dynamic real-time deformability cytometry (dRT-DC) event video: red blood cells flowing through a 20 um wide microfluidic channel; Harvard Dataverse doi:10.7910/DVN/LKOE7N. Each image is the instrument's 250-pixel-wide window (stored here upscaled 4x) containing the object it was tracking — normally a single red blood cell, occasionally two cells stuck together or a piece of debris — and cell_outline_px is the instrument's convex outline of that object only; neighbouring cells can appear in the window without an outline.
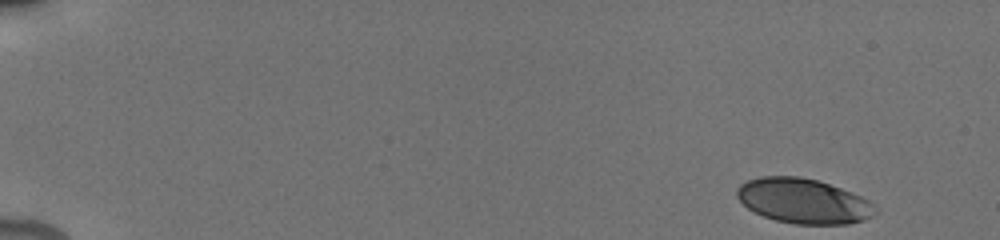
{"species": "human", "species_latin": "Homo sapiens", "temperature_condition": "cold", "stored_images_in_passage": 51, "camera_frame_rate_fps": 3000, "um_per_image_px": 0.085, "donor": {"sex": "male"}, "frame": {"image": 1, "passage_image": 1, "time_ms": 0.0, "image_size_px": [1000, 240], "cell_outline_px": [[880, 208], [872, 216], [864, 220], [848, 224], [796, 224], [776, 220], [764, 216], [748, 208], [736, 196], [736, 188], [740, 184], [748, 180], [760, 176], [800, 176], [816, 180], [840, 188], [860, 196], [868, 200]], "centroid_in_image_um": [68.3, 17.08], "position_along_channel_um": 16.7, "area_um2": 36.13}}
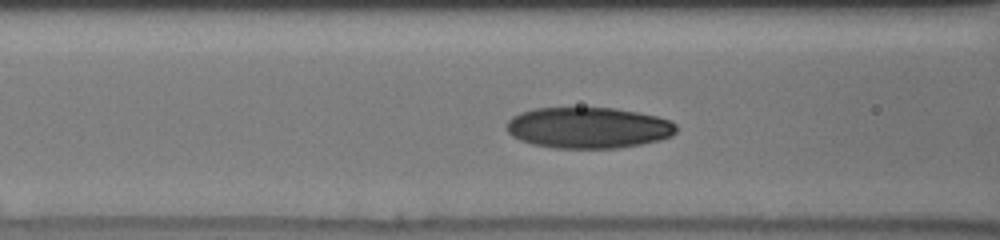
{"frame": {"image": 2, "passage_image": 21, "time_ms": 6.667, "image_size_px": [1000, 240], "cell_outline_px": [[676, 132], [672, 136], [660, 140], [620, 148], [556, 148], [532, 144], [520, 140], [512, 136], [508, 132], [508, 120], [512, 116], [520, 112], [536, 108], [616, 108], [656, 116], [668, 120], [676, 124]], "centroid_in_image_um": [50.01, 10.86], "position_along_channel_um": 116.6, "area_um2": 40.58}}
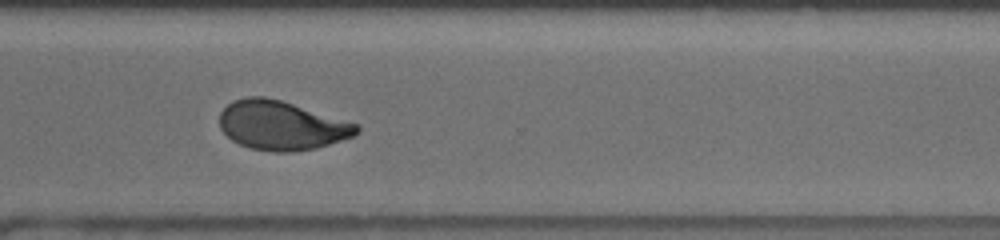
{"frame": {"image": 3, "passage_image": 39, "time_ms": 12.667, "image_size_px": [1000, 240], "cell_outline_px": [[360, 128], [352, 136], [316, 148], [288, 152], [272, 152], [252, 148], [240, 144], [232, 140], [220, 128], [220, 112], [232, 100], [248, 96], [264, 96], [280, 100], [356, 124]], "centroid_in_image_um": [23.86, 10.66], "position_along_channel_um": 346.7, "area_um2": 38.55}, "authors_computed_cell_mechanics": {"area_um2": 38.726, "velocity_mm_per_s": 3.8311, "shape_relaxation_time_tau1_ms": 5.0497, "shape_relaxation_time_tau2_ms": 1.5683, "deformation_change_tau1": 0.1697, "deformation_change_tau2": 0.065}}